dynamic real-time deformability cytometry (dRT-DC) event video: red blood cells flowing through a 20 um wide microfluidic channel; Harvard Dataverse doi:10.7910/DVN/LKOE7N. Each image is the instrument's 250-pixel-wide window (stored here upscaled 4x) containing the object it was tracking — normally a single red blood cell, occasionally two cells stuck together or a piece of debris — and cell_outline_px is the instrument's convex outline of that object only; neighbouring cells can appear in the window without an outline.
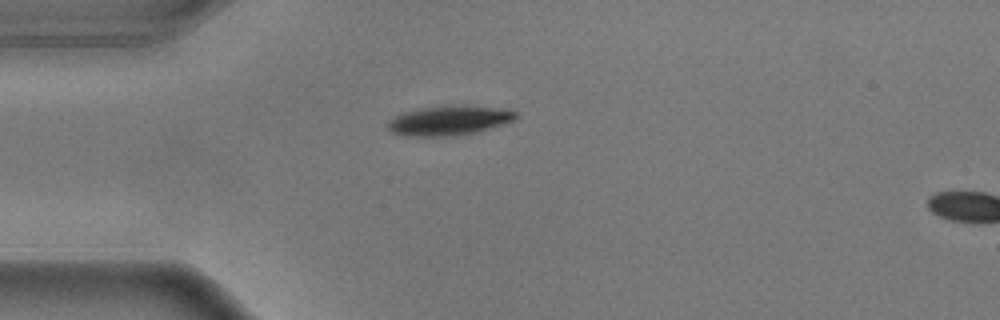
{"species": "common noctule bat (a hibernating species)", "species_latin": "Nyctalus noctula", "temperature_condition": "warm", "stored_images_in_passage": 4, "camera_frame_rate_fps": 3000, "um_per_image_px": 0.085, "animal": {"sex": "male", "body_mass_g": 17.9}, "frame": {"image": 1, "passage_image": 1, "time_ms": 0.0, "image_size_px": [1000, 320], "cell_outline_px": [[520, 116], [516, 120], [476, 132], [444, 136], [404, 136], [392, 132], [388, 128], [388, 120], [404, 112], [420, 108], [448, 104], [464, 104], [508, 108], [520, 112]], "centroid_in_image_um": [38.27, 10.2], "position_along_channel_um": 46.7, "area_um2": 22.66}}